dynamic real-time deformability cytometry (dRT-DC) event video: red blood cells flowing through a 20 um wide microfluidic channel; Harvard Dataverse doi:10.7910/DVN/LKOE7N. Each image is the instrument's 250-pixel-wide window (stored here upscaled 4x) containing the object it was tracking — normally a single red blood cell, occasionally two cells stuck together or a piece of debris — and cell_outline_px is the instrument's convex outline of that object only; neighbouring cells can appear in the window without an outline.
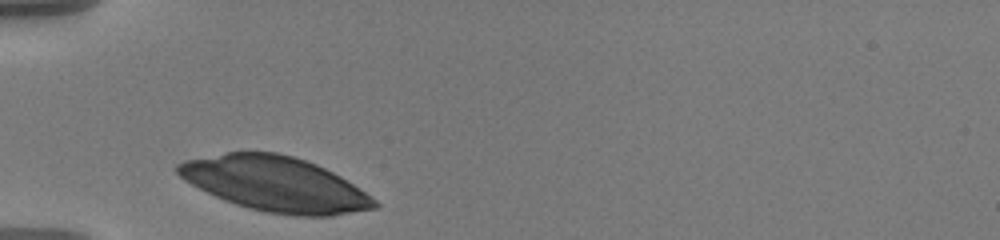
{"species": "human", "species_latin": "Homo sapiens", "temperature_condition": "warm", "stored_images_in_passage": 31, "camera_frame_rate_fps": 3000, "um_per_image_px": 0.085, "donor": {"sex": "male"}, "frame": {"image": 1, "passage_image": 1, "time_ms": 0.0, "image_size_px": [1000, 240], "cell_outline_px": [[380, 208], [332, 216], [292, 216], [264, 212], [248, 208], [224, 200], [184, 180], [176, 172], [176, 164], [184, 160], [228, 152], [276, 152], [292, 156], [316, 164], [340, 176], [376, 200], [380, 204]], "centroid_in_image_um": [23.41, 15.66], "position_along_channel_um": 61.6, "area_um2": 62.54}}
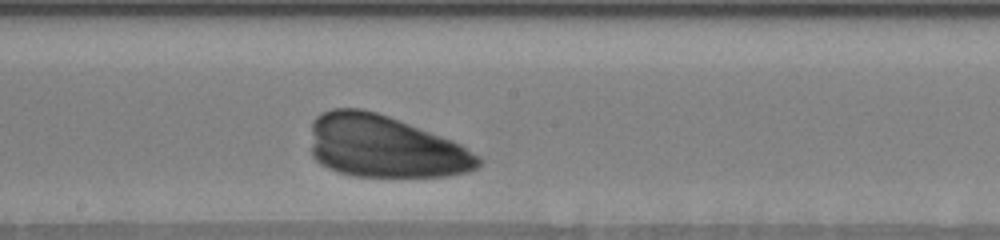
{"frame": {"image": 2, "passage_image": 15, "time_ms": 4.667, "image_size_px": [1000, 240], "cell_outline_px": [[484, 160], [476, 168], [468, 172], [448, 176], [352, 176], [328, 168], [320, 164], [312, 156], [312, 120], [316, 116], [332, 108], [360, 108], [376, 112], [388, 116], [452, 140], [460, 144], [480, 156]], "centroid_in_image_um": [32.71, 12.46], "position_along_channel_um": 215.5, "area_um2": 60.75}}
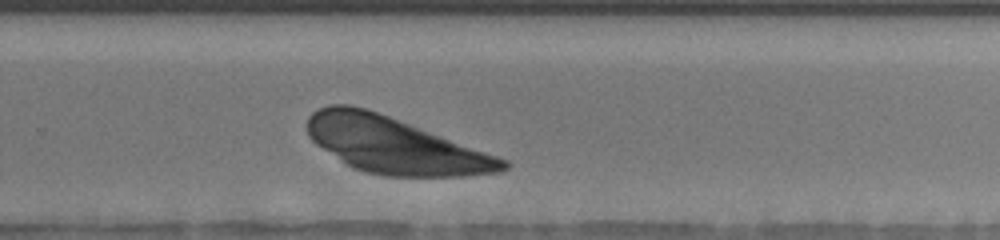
{"frame": {"image": 3, "passage_image": 22, "time_ms": 7.0, "image_size_px": [1000, 240], "cell_outline_px": [[512, 164], [508, 168], [500, 172], [468, 176], [384, 176], [364, 172], [352, 168], [344, 164], [316, 144], [308, 136], [308, 116], [312, 112], [328, 104], [352, 104], [388, 116], [508, 160]], "centroid_in_image_um": [33.52, 12.37], "position_along_channel_um": 296.3, "area_um2": 63.64}}